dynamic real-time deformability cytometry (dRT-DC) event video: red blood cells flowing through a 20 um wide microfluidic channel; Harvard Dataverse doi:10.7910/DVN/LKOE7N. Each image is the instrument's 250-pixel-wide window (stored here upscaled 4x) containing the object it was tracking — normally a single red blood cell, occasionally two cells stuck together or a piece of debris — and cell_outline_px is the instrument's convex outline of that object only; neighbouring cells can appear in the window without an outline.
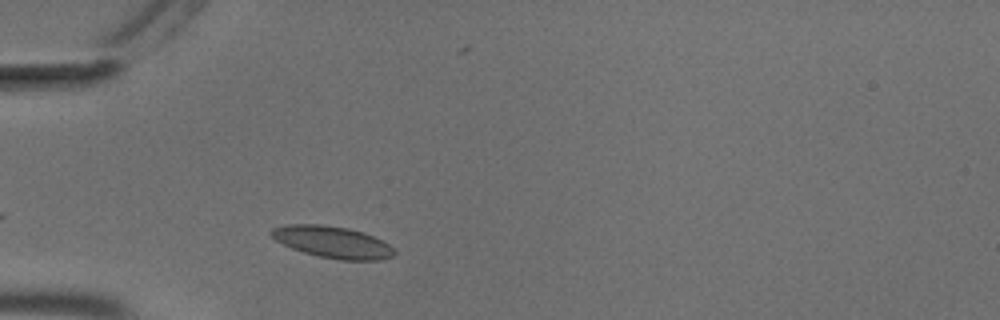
{"species": "common noctule bat (a hibernating species)", "species_latin": "Nyctalus noctula", "temperature_condition": "cold", "stored_images_in_passage": 13, "camera_frame_rate_fps": 3000, "um_per_image_px": 0.085, "animal": {"sex": "male", "body_mass_g": 18.8}, "frame": {"image": 1, "passage_image": 2, "time_ms": 0.333, "image_size_px": [1000, 320], "cell_outline_px": [[396, 252], [392, 256], [380, 260], [340, 260], [320, 256], [304, 252], [292, 248], [276, 240], [268, 232], [272, 228], [288, 224], [320, 224], [348, 228], [372, 236], [388, 244]], "centroid_in_image_um": [28.24, 20.57], "position_along_channel_um": 56.8, "area_um2": 22.43}}
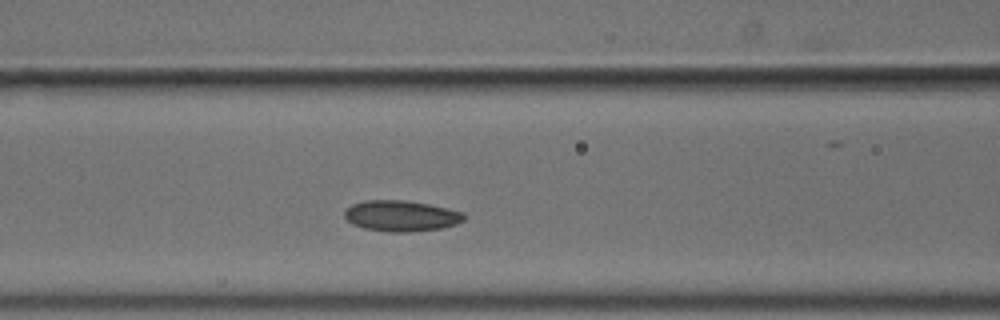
{"frame": {"image": 2, "passage_image": 9, "time_ms": 2.667, "image_size_px": [1000, 320], "cell_outline_px": [[464, 220], [456, 224], [440, 228], [408, 232], [388, 232], [364, 228], [352, 224], [344, 216], [344, 212], [352, 204], [364, 200], [404, 200], [428, 204], [464, 212]], "centroid_in_image_um": [34.08, 18.35], "position_along_channel_um": 132.5, "area_um2": 21.39}}
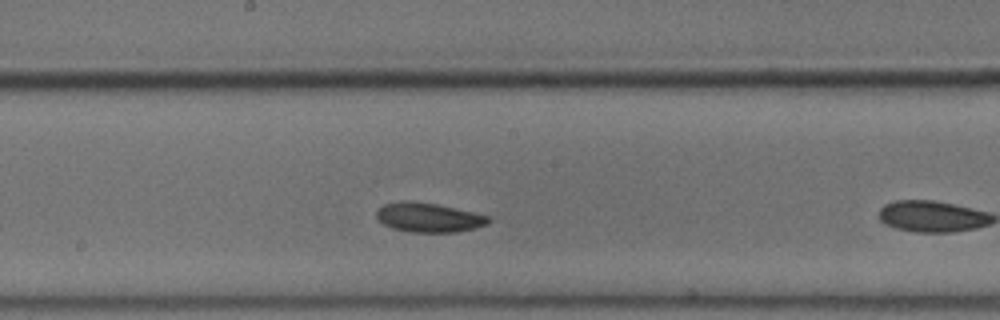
{"frame": {"image": 3, "passage_image": 12, "time_ms": 3.667, "image_size_px": [1000, 320], "cell_outline_px": [[488, 224], [476, 228], [456, 232], [408, 232], [392, 228], [384, 224], [376, 216], [376, 212], [384, 204], [436, 204], [472, 212], [488, 216]], "centroid_in_image_um": [36.48, 18.55], "position_along_channel_um": 211.7, "area_um2": 18.15}}